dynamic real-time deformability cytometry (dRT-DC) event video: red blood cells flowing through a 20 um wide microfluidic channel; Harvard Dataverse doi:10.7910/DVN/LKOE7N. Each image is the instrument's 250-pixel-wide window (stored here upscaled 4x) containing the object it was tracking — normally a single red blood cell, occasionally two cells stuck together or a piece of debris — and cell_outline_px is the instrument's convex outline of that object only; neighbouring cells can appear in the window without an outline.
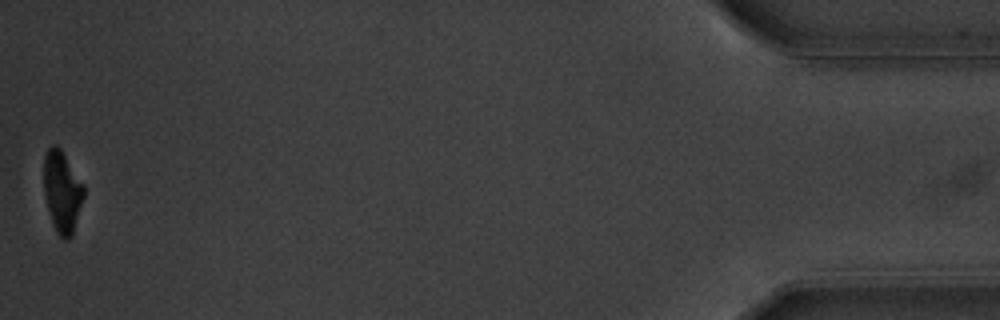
{"species": "common noctule bat (a hibernating species)", "species_latin": "Nyctalus noctula", "temperature_condition": "warm", "stored_images_in_passage": 42, "camera_frame_rate_fps": 3000, "um_per_image_px": 0.085, "animal": {"sex": "male", "body_mass_g": 20.1, "forearm_length_mm": 53.5}, "frame": {"image": 1, "passage_image": 42, "time_ms": 13.667, "image_size_px": [1000, 320], "cell_outline_px": [[84, 196], [72, 236], [68, 240], [64, 240], [56, 232], [52, 224], [44, 192], [44, 156], [48, 148], [52, 144], [56, 144], [60, 148], [84, 184]], "centroid_in_image_um": [5.28, 16.29], "position_along_channel_um": 429.9, "area_um2": 19.02}, "authors_computed_cell_mechanics": {"area_um2": 20.6924, "velocity_mm_per_s": 3.6468, "shape_relaxation_time_tau1_ms": 2.8975, "shape_relaxation_time_tau2_ms": null, "deformation_change_tau1": 0.1611, "deformation_change_tau2": null}}